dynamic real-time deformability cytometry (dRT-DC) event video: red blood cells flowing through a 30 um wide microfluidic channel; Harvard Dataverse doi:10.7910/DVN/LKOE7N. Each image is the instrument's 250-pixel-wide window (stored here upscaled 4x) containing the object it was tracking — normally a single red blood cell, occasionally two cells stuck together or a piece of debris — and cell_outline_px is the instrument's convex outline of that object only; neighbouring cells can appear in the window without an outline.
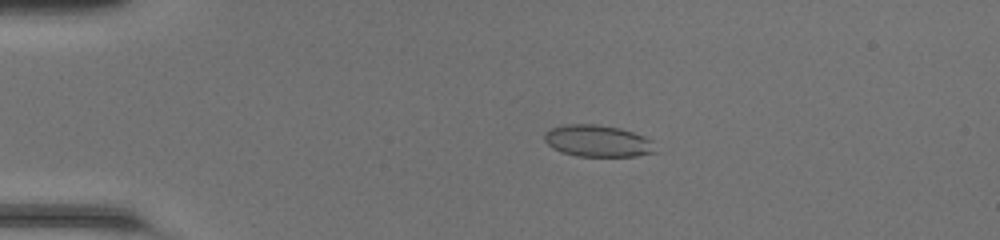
{"species": "common noctule bat (a hibernating species)", "species_latin": "Nyctalus noctula", "temperature_condition": "room temperature", "stored_images_in_passage": 49, "camera_frame_rate_fps": 3000, "um_per_image_px": 0.085, "animal": {"sex": "female", "body_mass_g": 20.0, "forearm_length_mm": 54.0}, "frame": {"image": 1, "passage_image": 11, "time_ms": 3.333, "image_size_px": [1000, 240], "cell_outline_px": [[656, 152], [636, 156], [576, 156], [560, 152], [552, 148], [544, 140], [544, 132], [552, 128], [564, 124], [596, 124], [620, 128], [644, 136], [652, 140]], "centroid_in_image_um": [50.78, 11.98], "position_along_channel_um": 34.2, "area_um2": 20.63}}
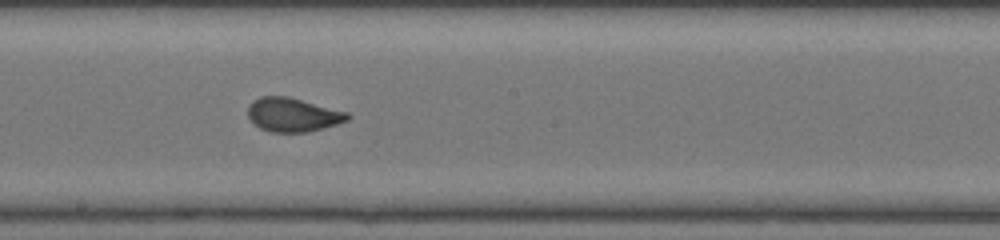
{"frame": {"image": 2, "passage_image": 28, "time_ms": 9.0, "image_size_px": [1000, 240], "cell_outline_px": [[352, 116], [348, 120], [336, 124], [308, 132], [272, 132], [260, 128], [248, 116], [248, 104], [252, 100], [260, 96], [288, 96], [348, 112]], "centroid_in_image_um": [24.89, 9.74], "position_along_channel_um": 223.3, "area_um2": 19.65}}
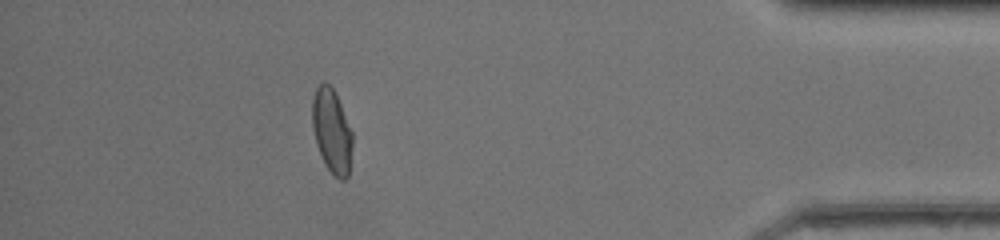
{"frame": {"image": 3, "passage_image": 44, "time_ms": 14.333, "image_size_px": [1000, 240], "cell_outline_px": [[352, 148], [348, 176], [344, 180], [340, 180], [328, 168], [316, 144], [312, 128], [312, 96], [316, 88], [324, 80], [336, 92], [352, 132]], "centroid_in_image_um": [28.2, 11.09], "position_along_channel_um": 407.0, "area_um2": 19.65}}